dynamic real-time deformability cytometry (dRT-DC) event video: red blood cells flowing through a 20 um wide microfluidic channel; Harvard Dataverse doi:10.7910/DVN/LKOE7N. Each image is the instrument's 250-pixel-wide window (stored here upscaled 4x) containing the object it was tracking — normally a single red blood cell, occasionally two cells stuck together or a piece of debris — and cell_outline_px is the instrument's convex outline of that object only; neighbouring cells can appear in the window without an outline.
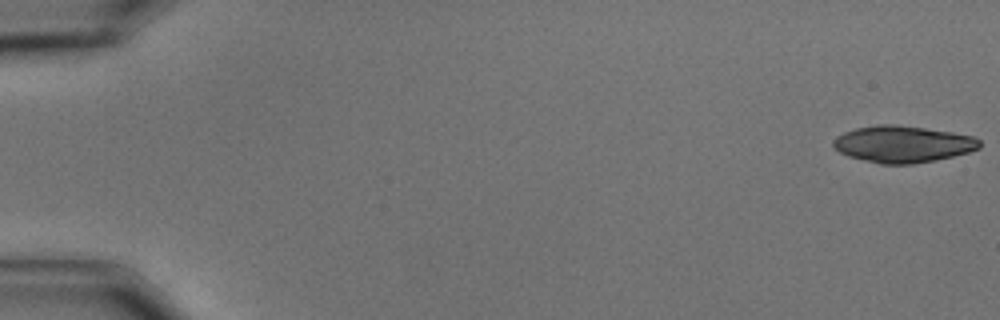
{"species": "common noctule bat (a hibernating species)", "species_latin": "Nyctalus noctula", "temperature_condition": "cold", "stored_images_in_passage": 42, "camera_frame_rate_fps": 3000, "um_per_image_px": 0.085, "animal": {"sex": "male", "body_mass_g": 15.6}, "frame": {"image": 1, "passage_image": 1, "time_ms": 0.0, "image_size_px": [1000, 320], "cell_outline_px": [[980, 148], [968, 152], [936, 160], [912, 164], [880, 164], [848, 156], [832, 148], [832, 140], [836, 136], [844, 132], [856, 128], [876, 124], [896, 124], [952, 132], [972, 136], [980, 140]], "centroid_in_image_um": [76.69, 12.25], "position_along_channel_um": 8.3, "area_um2": 31.39}}
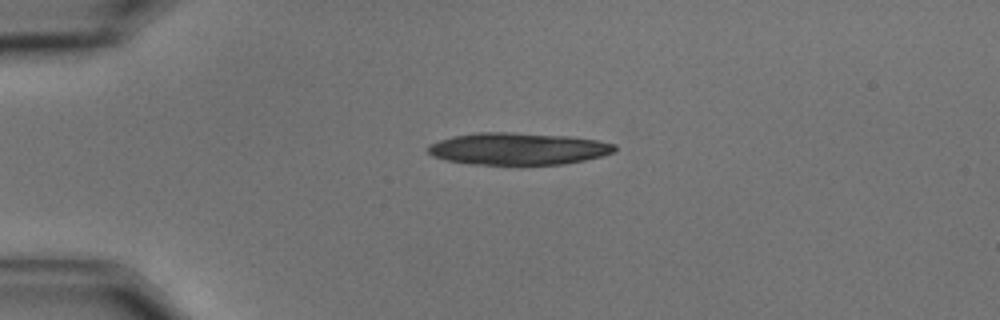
{"frame": {"image": 2, "passage_image": 14, "time_ms": 4.333, "image_size_px": [1000, 320], "cell_outline_px": [[616, 152], [584, 160], [564, 164], [472, 164], [444, 160], [432, 156], [428, 152], [428, 144], [452, 136], [476, 132], [512, 132], [568, 136], [596, 140], [616, 144]], "centroid_in_image_um": [44.01, 12.64], "position_along_channel_um": 41.0, "area_um2": 34.91}}
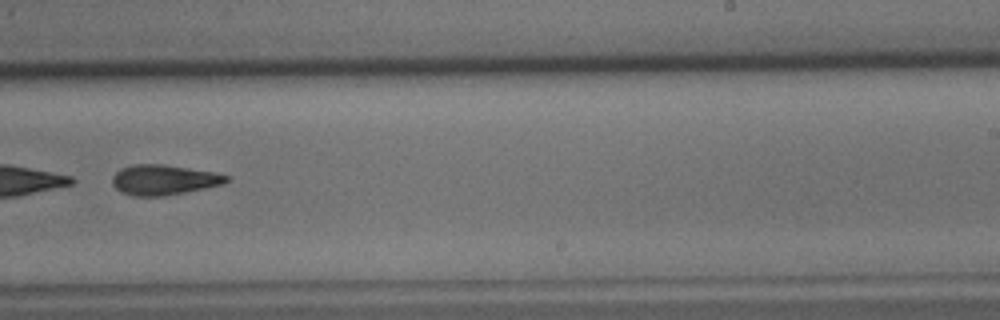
{"frame": {"image": 3, "passage_image": 37, "time_ms": 12.0, "image_size_px": [1000, 320], "cell_outline_px": [[228, 180], [224, 184], [164, 196], [132, 196], [120, 192], [112, 184], [112, 176], [120, 168], [132, 164], [160, 164], [216, 172], [228, 176]], "centroid_in_image_um": [13.88, 15.28], "position_along_channel_um": 275.1, "area_um2": 20.06}}